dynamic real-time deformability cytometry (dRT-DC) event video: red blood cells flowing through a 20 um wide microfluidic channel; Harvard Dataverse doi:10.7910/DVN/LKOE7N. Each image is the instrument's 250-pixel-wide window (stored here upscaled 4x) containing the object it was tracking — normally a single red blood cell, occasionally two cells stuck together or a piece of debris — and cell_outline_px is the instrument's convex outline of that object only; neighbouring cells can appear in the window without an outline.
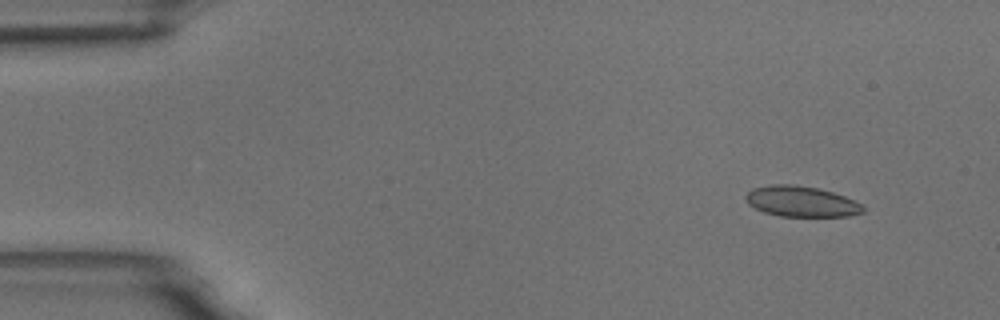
{"species": "common noctule bat (a hibernating species)", "species_latin": "Nyctalus noctula", "temperature_condition": "room temperature", "stored_images_in_passage": 4, "camera_frame_rate_fps": 3000, "um_per_image_px": 0.085, "animal": {"sex": "male", "body_mass_g": 18.8}, "frame": {"image": 1, "passage_image": 1, "time_ms": 0.0, "image_size_px": [1000, 320], "cell_outline_px": [[864, 212], [848, 216], [780, 216], [764, 212], [748, 204], [744, 196], [752, 188], [772, 184], [788, 184], [816, 188], [832, 192], [844, 196], [860, 204], [864, 208]], "centroid_in_image_um": [68.07, 17.13], "position_along_channel_um": 16.9, "area_um2": 20.69}}
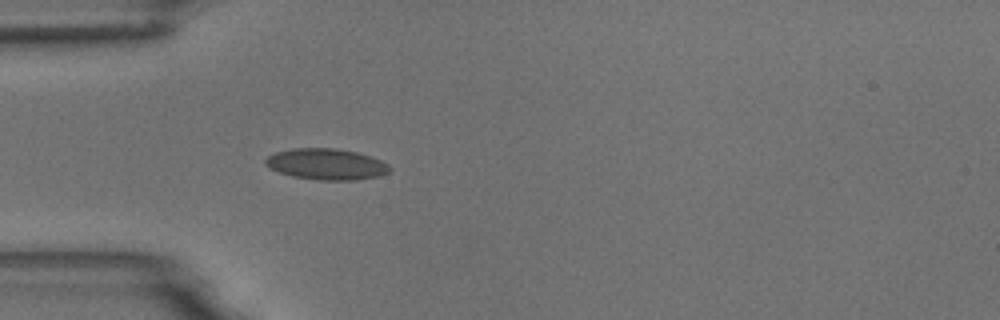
{"frame": {"image": 2, "passage_image": 4, "time_ms": 3.667, "image_size_px": [1000, 320], "cell_outline_px": [[392, 168], [388, 172], [380, 176], [356, 180], [320, 180], [292, 176], [268, 168], [264, 164], [264, 160], [268, 156], [276, 152], [292, 148], [336, 148], [356, 152], [380, 160], [388, 164]], "centroid_in_image_um": [27.72, 13.95], "position_along_channel_um": 57.3, "area_um2": 22.54}}